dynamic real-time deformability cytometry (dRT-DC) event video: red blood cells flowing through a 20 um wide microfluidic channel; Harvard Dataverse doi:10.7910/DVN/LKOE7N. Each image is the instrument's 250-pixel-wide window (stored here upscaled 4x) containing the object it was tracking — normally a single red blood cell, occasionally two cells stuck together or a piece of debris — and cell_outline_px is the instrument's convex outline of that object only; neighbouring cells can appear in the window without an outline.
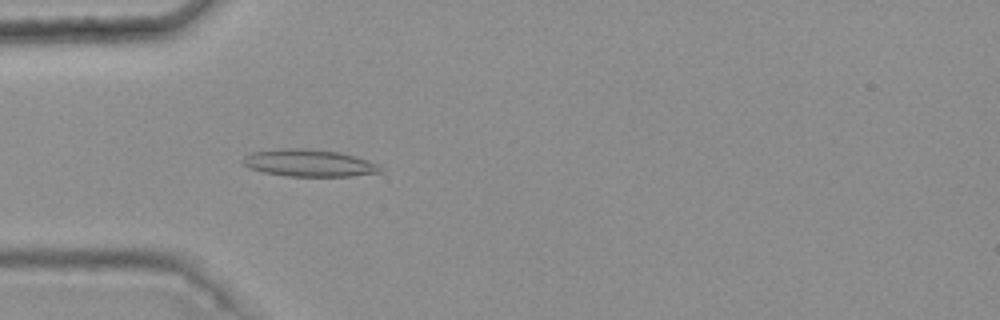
{"species": "common noctule bat (a hibernating species)", "species_latin": "Nyctalus noctula", "temperature_condition": "warm", "stored_images_in_passage": 4, "camera_frame_rate_fps": 3000, "um_per_image_px": 0.085, "animal": {"sex": "female", "body_mass_g": 25.1}, "frame": {"image": 1, "passage_image": 4, "time_ms": 1.0, "image_size_px": [1000, 320], "cell_outline_px": [[384, 172], [348, 176], [288, 176], [264, 172], [248, 168], [240, 164], [244, 156], [252, 152], [280, 148], [304, 148], [340, 152], [356, 156], [368, 160], [384, 168]], "centroid_in_image_um": [26.26, 13.85], "position_along_channel_um": 58.7, "area_um2": 21.96}}